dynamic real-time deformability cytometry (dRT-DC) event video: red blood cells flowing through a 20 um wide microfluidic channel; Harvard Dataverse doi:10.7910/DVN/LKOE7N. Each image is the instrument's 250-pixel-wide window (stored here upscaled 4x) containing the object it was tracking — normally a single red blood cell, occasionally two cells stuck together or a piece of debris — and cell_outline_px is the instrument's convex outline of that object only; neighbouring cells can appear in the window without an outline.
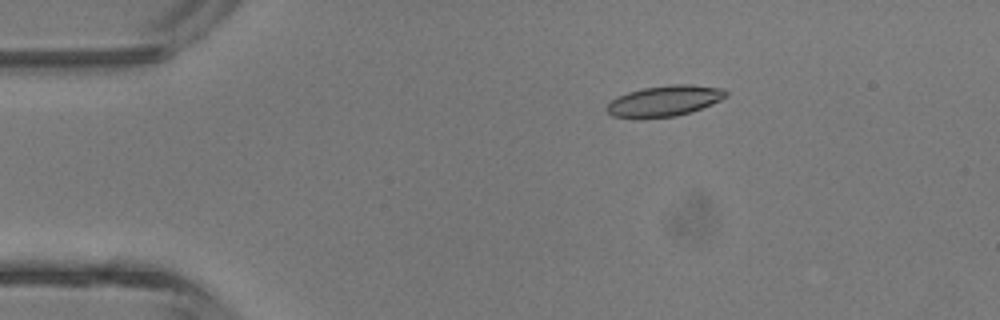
{"species": "common noctule bat (a hibernating species)", "species_latin": "Nyctalus noctula", "temperature_condition": "room temperature", "stored_images_in_passage": 5, "camera_frame_rate_fps": 3000, "um_per_image_px": 0.085, "animal": {"sex": "male", "body_mass_g": 13.3}, "frame": {"image": 1, "passage_image": 5, "time_ms": 5.333, "image_size_px": [1000, 320], "cell_outline_px": [[728, 96], [712, 104], [676, 116], [636, 120], [612, 116], [604, 108], [616, 96], [628, 92], [644, 88], [672, 84], [692, 84], [724, 88], [728, 92]], "centroid_in_image_um": [56.45, 8.59], "position_along_channel_um": 28.6, "area_um2": 21.79}}